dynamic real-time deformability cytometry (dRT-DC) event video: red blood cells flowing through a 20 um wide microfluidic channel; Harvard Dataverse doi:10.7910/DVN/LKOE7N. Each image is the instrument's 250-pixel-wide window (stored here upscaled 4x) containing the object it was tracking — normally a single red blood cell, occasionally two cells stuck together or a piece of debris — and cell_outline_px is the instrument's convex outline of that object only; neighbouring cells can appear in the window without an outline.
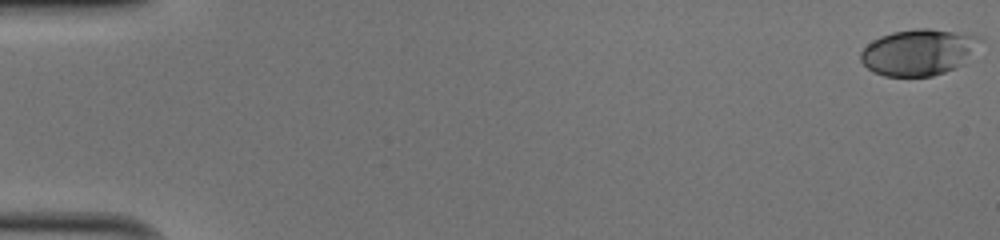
{"species": "human", "species_latin": "Homo sapiens", "temperature_condition": "cold", "stored_images_in_passage": 52, "camera_frame_rate_fps": 3000, "um_per_image_px": 0.085, "donor": {"sex": "male"}, "frame": {"image": 1, "passage_image": 1, "time_ms": 0.0, "image_size_px": [1000, 240], "cell_outline_px": [[984, 40], [964, 64], [944, 72], [932, 76], [884, 76], [872, 72], [860, 60], [860, 52], [872, 40], [880, 36], [892, 32], [916, 28], [928, 28], [984, 36]], "centroid_in_image_um": [78.11, 4.43], "position_along_channel_um": 6.9, "area_um2": 32.54}}
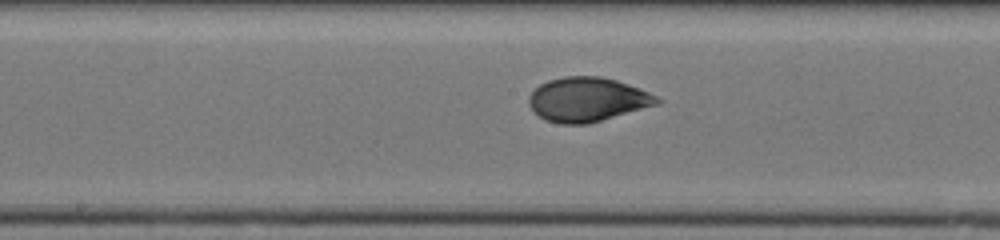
{"frame": {"image": 2, "passage_image": 28, "time_ms": 9.0, "image_size_px": [1000, 240], "cell_outline_px": [[664, 100], [660, 104], [588, 124], [560, 124], [544, 120], [528, 104], [528, 96], [540, 84], [548, 80], [564, 76], [600, 76], [616, 80], [628, 84], [648, 92]], "centroid_in_image_um": [49.94, 8.46], "position_along_channel_um": 198.3, "area_um2": 33.12}}
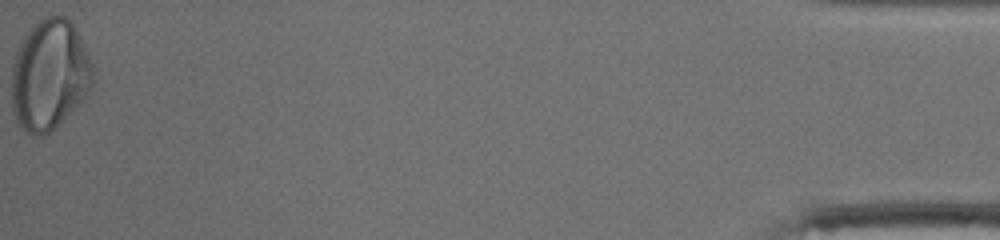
{"frame": {"image": 3, "passage_image": 52, "time_ms": 17.0, "image_size_px": [1000, 240], "cell_outline_px": [[96, 80], [92, 88], [56, 128], [44, 136], [32, 136], [20, 128], [16, 120], [12, 108], [12, 64], [16, 52], [24, 36], [32, 24], [44, 16], [64, 16], [72, 24], [84, 44], [92, 64]], "centroid_in_image_um": [4.21, 6.39], "position_along_channel_um": 431.0, "area_um2": 52.77}, "authors_computed_cell_mechanics": {"area_um2": 32.8882, "velocity_mm_per_s": 4.0661, "shape_relaxation_time_tau1_ms": 4.6793, "shape_relaxation_time_tau2_ms": 1.0062, "deformation_change_tau1": 0.1532, "deformation_change_tau2": 0.05}}